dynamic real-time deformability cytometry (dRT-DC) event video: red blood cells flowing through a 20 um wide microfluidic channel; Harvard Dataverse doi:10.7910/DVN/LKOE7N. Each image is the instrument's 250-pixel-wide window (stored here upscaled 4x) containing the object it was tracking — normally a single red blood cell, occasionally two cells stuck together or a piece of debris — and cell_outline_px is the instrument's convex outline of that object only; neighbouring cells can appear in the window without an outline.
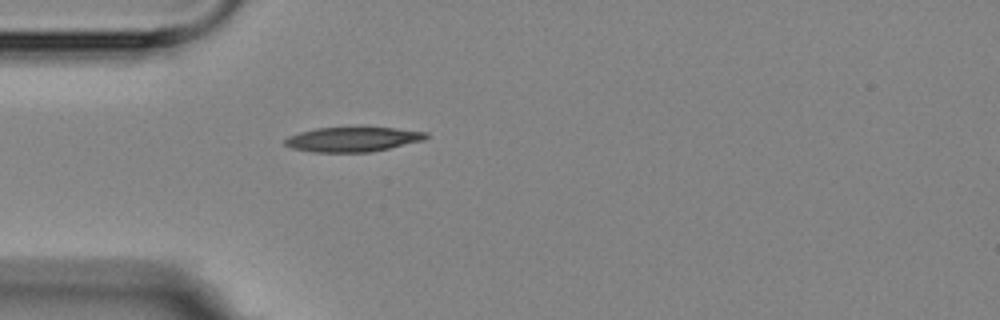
{"species": "Egyptian fruit bat (a non-hibernating species)", "species_latin": "Rousettus aegyptiacus", "temperature_condition": "room temperature", "stored_images_in_passage": 1, "camera_frame_rate_fps": 3000, "um_per_image_px": 0.085, "animal": {"sex": "female"}, "frame": {"image": 1, "passage_image": 1, "time_ms": 0.0, "image_size_px": [1000, 320], "cell_outline_px": [[428, 136], [424, 140], [372, 152], [312, 152], [292, 148], [284, 144], [284, 140], [288, 136], [300, 132], [316, 128], [396, 128], [428, 132]], "centroid_in_image_um": [29.98, 11.85], "position_along_channel_um": 55.0, "area_um2": 20.17}}